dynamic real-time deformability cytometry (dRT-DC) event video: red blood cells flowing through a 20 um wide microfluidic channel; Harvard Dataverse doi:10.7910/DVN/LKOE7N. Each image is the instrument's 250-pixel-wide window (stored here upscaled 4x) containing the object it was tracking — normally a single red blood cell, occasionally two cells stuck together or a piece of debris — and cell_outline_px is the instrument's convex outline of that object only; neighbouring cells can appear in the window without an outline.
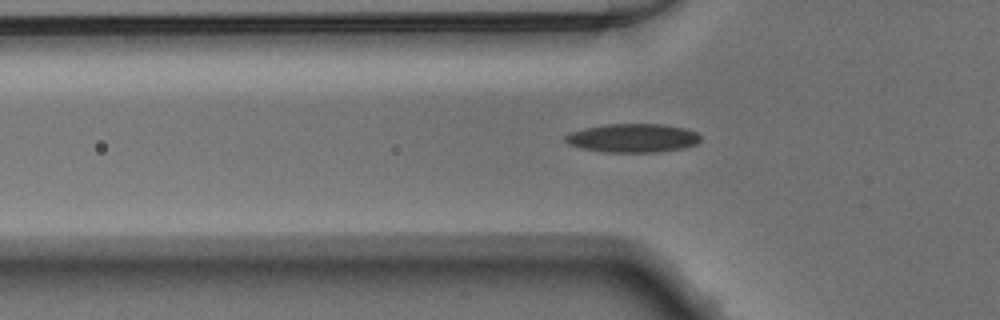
{"species": "Egyptian fruit bat (a non-hibernating species)", "species_latin": "Rousettus aegyptiacus", "temperature_condition": "warm", "stored_images_in_passage": 36, "camera_frame_rate_fps": 3000, "um_per_image_px": 0.085, "animal": {"sex": "male"}, "frame": {"image": 1, "passage_image": 3, "time_ms": 0.667, "image_size_px": [1000, 320], "cell_outline_px": [[700, 140], [696, 144], [684, 148], [656, 152], [604, 152], [580, 148], [568, 144], [564, 140], [564, 136], [572, 132], [584, 128], [608, 124], [664, 124], [684, 128], [696, 132], [700, 136]], "centroid_in_image_um": [53.78, 11.73], "position_along_channel_um": 72.0, "area_um2": 22.6}}
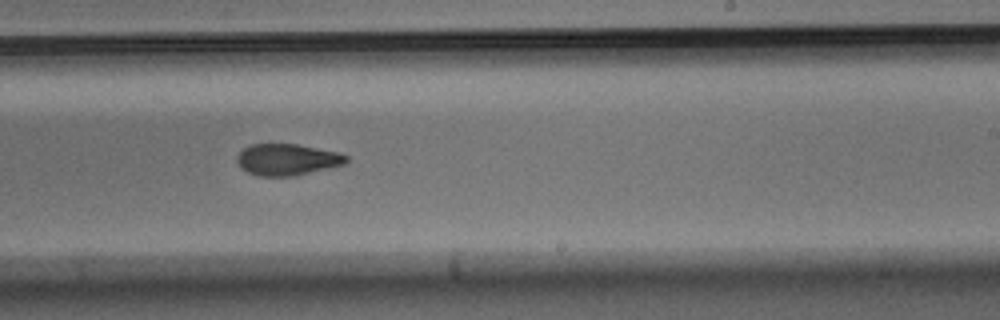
{"frame": {"image": 2, "passage_image": 17, "time_ms": 5.333, "image_size_px": [1000, 320], "cell_outline_px": [[348, 164], [292, 176], [260, 176], [248, 172], [240, 168], [236, 160], [236, 156], [244, 148], [252, 144], [296, 144], [340, 152], [348, 156]], "centroid_in_image_um": [24.44, 13.56], "position_along_channel_um": 264.6, "area_um2": 20.17}}
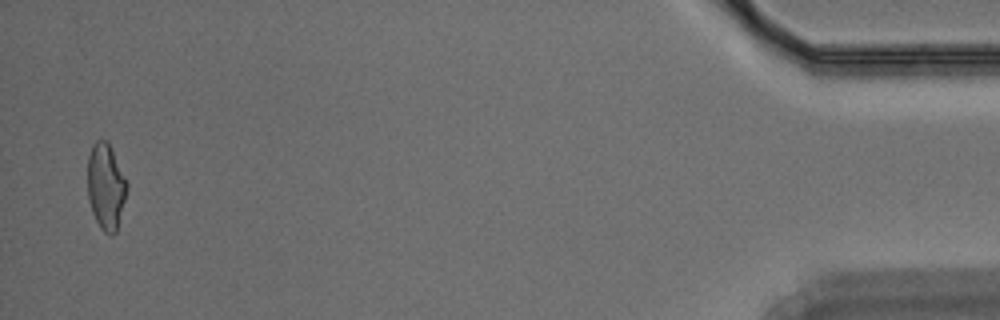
{"frame": {"image": 3, "passage_image": 35, "time_ms": 11.333, "image_size_px": [1000, 320], "cell_outline_px": [[128, 188], [116, 232], [112, 236], [104, 232], [100, 228], [92, 212], [88, 200], [88, 156], [92, 144], [96, 140], [108, 140], [128, 184]], "centroid_in_image_um": [8.99, 15.84], "position_along_channel_um": 426.2, "area_um2": 19.83}}